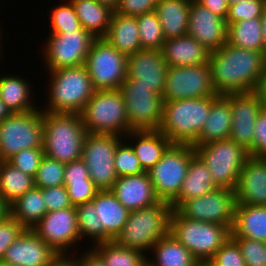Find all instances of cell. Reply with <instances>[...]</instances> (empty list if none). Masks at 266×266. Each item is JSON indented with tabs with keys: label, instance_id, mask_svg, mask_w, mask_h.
Instances as JSON below:
<instances>
[{
	"label": "cell",
	"instance_id": "1",
	"mask_svg": "<svg viewBox=\"0 0 266 266\" xmlns=\"http://www.w3.org/2000/svg\"><path fill=\"white\" fill-rule=\"evenodd\" d=\"M211 81L218 95L247 93L257 90L265 71L262 52L238 48L228 42L210 52Z\"/></svg>",
	"mask_w": 266,
	"mask_h": 266
},
{
	"label": "cell",
	"instance_id": "2",
	"mask_svg": "<svg viewBox=\"0 0 266 266\" xmlns=\"http://www.w3.org/2000/svg\"><path fill=\"white\" fill-rule=\"evenodd\" d=\"M86 135L80 114L43 111L45 156L65 164L82 159Z\"/></svg>",
	"mask_w": 266,
	"mask_h": 266
},
{
	"label": "cell",
	"instance_id": "3",
	"mask_svg": "<svg viewBox=\"0 0 266 266\" xmlns=\"http://www.w3.org/2000/svg\"><path fill=\"white\" fill-rule=\"evenodd\" d=\"M212 106V96L163 102L159 131L173 144L193 145L201 133Z\"/></svg>",
	"mask_w": 266,
	"mask_h": 266
},
{
	"label": "cell",
	"instance_id": "4",
	"mask_svg": "<svg viewBox=\"0 0 266 266\" xmlns=\"http://www.w3.org/2000/svg\"><path fill=\"white\" fill-rule=\"evenodd\" d=\"M173 208L170 203H159L135 211H130L129 218L114 241L126 248L139 250L145 254L153 245L170 233V217Z\"/></svg>",
	"mask_w": 266,
	"mask_h": 266
},
{
	"label": "cell",
	"instance_id": "5",
	"mask_svg": "<svg viewBox=\"0 0 266 266\" xmlns=\"http://www.w3.org/2000/svg\"><path fill=\"white\" fill-rule=\"evenodd\" d=\"M170 234L199 263H207L231 238V230L227 226L185 218L176 209L170 217Z\"/></svg>",
	"mask_w": 266,
	"mask_h": 266
},
{
	"label": "cell",
	"instance_id": "6",
	"mask_svg": "<svg viewBox=\"0 0 266 266\" xmlns=\"http://www.w3.org/2000/svg\"><path fill=\"white\" fill-rule=\"evenodd\" d=\"M49 71V103L42 111L80 114L95 91L85 65Z\"/></svg>",
	"mask_w": 266,
	"mask_h": 266
},
{
	"label": "cell",
	"instance_id": "7",
	"mask_svg": "<svg viewBox=\"0 0 266 266\" xmlns=\"http://www.w3.org/2000/svg\"><path fill=\"white\" fill-rule=\"evenodd\" d=\"M80 115L87 133L122 137L131 131L120 89L95 90Z\"/></svg>",
	"mask_w": 266,
	"mask_h": 266
},
{
	"label": "cell",
	"instance_id": "8",
	"mask_svg": "<svg viewBox=\"0 0 266 266\" xmlns=\"http://www.w3.org/2000/svg\"><path fill=\"white\" fill-rule=\"evenodd\" d=\"M192 146L206 164L214 184L234 190L248 151L230 138Z\"/></svg>",
	"mask_w": 266,
	"mask_h": 266
},
{
	"label": "cell",
	"instance_id": "9",
	"mask_svg": "<svg viewBox=\"0 0 266 266\" xmlns=\"http://www.w3.org/2000/svg\"><path fill=\"white\" fill-rule=\"evenodd\" d=\"M27 148H43L42 108L14 112L0 122V161Z\"/></svg>",
	"mask_w": 266,
	"mask_h": 266
},
{
	"label": "cell",
	"instance_id": "10",
	"mask_svg": "<svg viewBox=\"0 0 266 266\" xmlns=\"http://www.w3.org/2000/svg\"><path fill=\"white\" fill-rule=\"evenodd\" d=\"M195 148L188 144H172L148 172L160 201L171 203L182 188Z\"/></svg>",
	"mask_w": 266,
	"mask_h": 266
},
{
	"label": "cell",
	"instance_id": "11",
	"mask_svg": "<svg viewBox=\"0 0 266 266\" xmlns=\"http://www.w3.org/2000/svg\"><path fill=\"white\" fill-rule=\"evenodd\" d=\"M127 59L104 38H96L85 62L94 90L120 89L127 78Z\"/></svg>",
	"mask_w": 266,
	"mask_h": 266
},
{
	"label": "cell",
	"instance_id": "12",
	"mask_svg": "<svg viewBox=\"0 0 266 266\" xmlns=\"http://www.w3.org/2000/svg\"><path fill=\"white\" fill-rule=\"evenodd\" d=\"M121 137L113 134L87 133L82 151V160L89 177L99 190H110L118 179L114 157Z\"/></svg>",
	"mask_w": 266,
	"mask_h": 266
},
{
	"label": "cell",
	"instance_id": "13",
	"mask_svg": "<svg viewBox=\"0 0 266 266\" xmlns=\"http://www.w3.org/2000/svg\"><path fill=\"white\" fill-rule=\"evenodd\" d=\"M130 130H159L163 119L162 96L126 78L121 85Z\"/></svg>",
	"mask_w": 266,
	"mask_h": 266
},
{
	"label": "cell",
	"instance_id": "14",
	"mask_svg": "<svg viewBox=\"0 0 266 266\" xmlns=\"http://www.w3.org/2000/svg\"><path fill=\"white\" fill-rule=\"evenodd\" d=\"M217 95L212 85L209 63L194 66H168L162 94L163 102Z\"/></svg>",
	"mask_w": 266,
	"mask_h": 266
},
{
	"label": "cell",
	"instance_id": "15",
	"mask_svg": "<svg viewBox=\"0 0 266 266\" xmlns=\"http://www.w3.org/2000/svg\"><path fill=\"white\" fill-rule=\"evenodd\" d=\"M96 38L84 28L62 34H49L44 48V64L48 70L85 65L86 56Z\"/></svg>",
	"mask_w": 266,
	"mask_h": 266
},
{
	"label": "cell",
	"instance_id": "16",
	"mask_svg": "<svg viewBox=\"0 0 266 266\" xmlns=\"http://www.w3.org/2000/svg\"><path fill=\"white\" fill-rule=\"evenodd\" d=\"M235 207V191L216 188L206 195L183 201L176 210L185 218L225 225L231 230Z\"/></svg>",
	"mask_w": 266,
	"mask_h": 266
},
{
	"label": "cell",
	"instance_id": "17",
	"mask_svg": "<svg viewBox=\"0 0 266 266\" xmlns=\"http://www.w3.org/2000/svg\"><path fill=\"white\" fill-rule=\"evenodd\" d=\"M32 230L56 253L66 250L80 241L77 211L75 206L47 212Z\"/></svg>",
	"mask_w": 266,
	"mask_h": 266
},
{
	"label": "cell",
	"instance_id": "18",
	"mask_svg": "<svg viewBox=\"0 0 266 266\" xmlns=\"http://www.w3.org/2000/svg\"><path fill=\"white\" fill-rule=\"evenodd\" d=\"M232 127L229 138L253 156L254 125L263 108L259 94L254 92L229 93Z\"/></svg>",
	"mask_w": 266,
	"mask_h": 266
},
{
	"label": "cell",
	"instance_id": "19",
	"mask_svg": "<svg viewBox=\"0 0 266 266\" xmlns=\"http://www.w3.org/2000/svg\"><path fill=\"white\" fill-rule=\"evenodd\" d=\"M168 65L162 49H141L128 56L127 78L137 81V85L149 87L162 96Z\"/></svg>",
	"mask_w": 266,
	"mask_h": 266
},
{
	"label": "cell",
	"instance_id": "20",
	"mask_svg": "<svg viewBox=\"0 0 266 266\" xmlns=\"http://www.w3.org/2000/svg\"><path fill=\"white\" fill-rule=\"evenodd\" d=\"M187 35L213 52L227 43L226 20L191 0Z\"/></svg>",
	"mask_w": 266,
	"mask_h": 266
},
{
	"label": "cell",
	"instance_id": "21",
	"mask_svg": "<svg viewBox=\"0 0 266 266\" xmlns=\"http://www.w3.org/2000/svg\"><path fill=\"white\" fill-rule=\"evenodd\" d=\"M56 256L32 229H25L6 250L2 262L12 266H49Z\"/></svg>",
	"mask_w": 266,
	"mask_h": 266
},
{
	"label": "cell",
	"instance_id": "22",
	"mask_svg": "<svg viewBox=\"0 0 266 266\" xmlns=\"http://www.w3.org/2000/svg\"><path fill=\"white\" fill-rule=\"evenodd\" d=\"M234 191L236 204L266 206V157L248 156Z\"/></svg>",
	"mask_w": 266,
	"mask_h": 266
},
{
	"label": "cell",
	"instance_id": "23",
	"mask_svg": "<svg viewBox=\"0 0 266 266\" xmlns=\"http://www.w3.org/2000/svg\"><path fill=\"white\" fill-rule=\"evenodd\" d=\"M110 191L129 211L147 208L160 202L148 172L118 177Z\"/></svg>",
	"mask_w": 266,
	"mask_h": 266
},
{
	"label": "cell",
	"instance_id": "24",
	"mask_svg": "<svg viewBox=\"0 0 266 266\" xmlns=\"http://www.w3.org/2000/svg\"><path fill=\"white\" fill-rule=\"evenodd\" d=\"M92 202L99 219V243L113 241L126 224L130 211L110 190H99Z\"/></svg>",
	"mask_w": 266,
	"mask_h": 266
},
{
	"label": "cell",
	"instance_id": "25",
	"mask_svg": "<svg viewBox=\"0 0 266 266\" xmlns=\"http://www.w3.org/2000/svg\"><path fill=\"white\" fill-rule=\"evenodd\" d=\"M162 53L169 67L206 64L210 55L207 48L189 35L165 40Z\"/></svg>",
	"mask_w": 266,
	"mask_h": 266
},
{
	"label": "cell",
	"instance_id": "26",
	"mask_svg": "<svg viewBox=\"0 0 266 266\" xmlns=\"http://www.w3.org/2000/svg\"><path fill=\"white\" fill-rule=\"evenodd\" d=\"M232 127V114L229 93L212 96L209 117L193 145H203L212 141L229 139Z\"/></svg>",
	"mask_w": 266,
	"mask_h": 266
},
{
	"label": "cell",
	"instance_id": "27",
	"mask_svg": "<svg viewBox=\"0 0 266 266\" xmlns=\"http://www.w3.org/2000/svg\"><path fill=\"white\" fill-rule=\"evenodd\" d=\"M127 135L137 140L131 146L145 172L159 162L166 150L173 144L159 130H131Z\"/></svg>",
	"mask_w": 266,
	"mask_h": 266
},
{
	"label": "cell",
	"instance_id": "28",
	"mask_svg": "<svg viewBox=\"0 0 266 266\" xmlns=\"http://www.w3.org/2000/svg\"><path fill=\"white\" fill-rule=\"evenodd\" d=\"M231 237L266 243V206L236 204Z\"/></svg>",
	"mask_w": 266,
	"mask_h": 266
},
{
	"label": "cell",
	"instance_id": "29",
	"mask_svg": "<svg viewBox=\"0 0 266 266\" xmlns=\"http://www.w3.org/2000/svg\"><path fill=\"white\" fill-rule=\"evenodd\" d=\"M191 0H159L155 6L165 39L187 35Z\"/></svg>",
	"mask_w": 266,
	"mask_h": 266
},
{
	"label": "cell",
	"instance_id": "30",
	"mask_svg": "<svg viewBox=\"0 0 266 266\" xmlns=\"http://www.w3.org/2000/svg\"><path fill=\"white\" fill-rule=\"evenodd\" d=\"M103 38L127 56L142 49L136 17L133 16L113 12L108 31Z\"/></svg>",
	"mask_w": 266,
	"mask_h": 266
},
{
	"label": "cell",
	"instance_id": "31",
	"mask_svg": "<svg viewBox=\"0 0 266 266\" xmlns=\"http://www.w3.org/2000/svg\"><path fill=\"white\" fill-rule=\"evenodd\" d=\"M216 188L218 187L214 184L206 164L195 154L191 158L179 195L170 204L176 209L183 201L206 195Z\"/></svg>",
	"mask_w": 266,
	"mask_h": 266
},
{
	"label": "cell",
	"instance_id": "32",
	"mask_svg": "<svg viewBox=\"0 0 266 266\" xmlns=\"http://www.w3.org/2000/svg\"><path fill=\"white\" fill-rule=\"evenodd\" d=\"M82 28L95 38H103L109 28L114 10L97 0H70Z\"/></svg>",
	"mask_w": 266,
	"mask_h": 266
},
{
	"label": "cell",
	"instance_id": "33",
	"mask_svg": "<svg viewBox=\"0 0 266 266\" xmlns=\"http://www.w3.org/2000/svg\"><path fill=\"white\" fill-rule=\"evenodd\" d=\"M46 213L42 189L36 186L9 205V214L25 229H32Z\"/></svg>",
	"mask_w": 266,
	"mask_h": 266
},
{
	"label": "cell",
	"instance_id": "34",
	"mask_svg": "<svg viewBox=\"0 0 266 266\" xmlns=\"http://www.w3.org/2000/svg\"><path fill=\"white\" fill-rule=\"evenodd\" d=\"M155 259L148 266H197L199 262L194 256L170 233L159 239L152 247ZM155 260V261H154Z\"/></svg>",
	"mask_w": 266,
	"mask_h": 266
},
{
	"label": "cell",
	"instance_id": "35",
	"mask_svg": "<svg viewBox=\"0 0 266 266\" xmlns=\"http://www.w3.org/2000/svg\"><path fill=\"white\" fill-rule=\"evenodd\" d=\"M227 42L238 48L262 52L264 54L261 17L227 23Z\"/></svg>",
	"mask_w": 266,
	"mask_h": 266
},
{
	"label": "cell",
	"instance_id": "36",
	"mask_svg": "<svg viewBox=\"0 0 266 266\" xmlns=\"http://www.w3.org/2000/svg\"><path fill=\"white\" fill-rule=\"evenodd\" d=\"M30 83L25 78L9 74L0 77V99L14 112H27L37 109L30 100Z\"/></svg>",
	"mask_w": 266,
	"mask_h": 266
},
{
	"label": "cell",
	"instance_id": "37",
	"mask_svg": "<svg viewBox=\"0 0 266 266\" xmlns=\"http://www.w3.org/2000/svg\"><path fill=\"white\" fill-rule=\"evenodd\" d=\"M34 186V177L22 172L8 161H0V195L8 205Z\"/></svg>",
	"mask_w": 266,
	"mask_h": 266
},
{
	"label": "cell",
	"instance_id": "38",
	"mask_svg": "<svg viewBox=\"0 0 266 266\" xmlns=\"http://www.w3.org/2000/svg\"><path fill=\"white\" fill-rule=\"evenodd\" d=\"M94 246L92 249L103 259L105 266H145L147 264L148 257L143 252L121 246L114 240L100 242Z\"/></svg>",
	"mask_w": 266,
	"mask_h": 266
},
{
	"label": "cell",
	"instance_id": "39",
	"mask_svg": "<svg viewBox=\"0 0 266 266\" xmlns=\"http://www.w3.org/2000/svg\"><path fill=\"white\" fill-rule=\"evenodd\" d=\"M138 34L142 49H162L163 29L155 11L136 16Z\"/></svg>",
	"mask_w": 266,
	"mask_h": 266
},
{
	"label": "cell",
	"instance_id": "40",
	"mask_svg": "<svg viewBox=\"0 0 266 266\" xmlns=\"http://www.w3.org/2000/svg\"><path fill=\"white\" fill-rule=\"evenodd\" d=\"M65 167V163L44 155L34 177V185L41 189L63 185Z\"/></svg>",
	"mask_w": 266,
	"mask_h": 266
},
{
	"label": "cell",
	"instance_id": "41",
	"mask_svg": "<svg viewBox=\"0 0 266 266\" xmlns=\"http://www.w3.org/2000/svg\"><path fill=\"white\" fill-rule=\"evenodd\" d=\"M51 30L50 34H62L67 31H76L82 28L75 8L71 1L66 4H60L51 10Z\"/></svg>",
	"mask_w": 266,
	"mask_h": 266
},
{
	"label": "cell",
	"instance_id": "42",
	"mask_svg": "<svg viewBox=\"0 0 266 266\" xmlns=\"http://www.w3.org/2000/svg\"><path fill=\"white\" fill-rule=\"evenodd\" d=\"M77 211L78 230L80 240L85 236L94 243H99V219L92 201L75 206Z\"/></svg>",
	"mask_w": 266,
	"mask_h": 266
},
{
	"label": "cell",
	"instance_id": "43",
	"mask_svg": "<svg viewBox=\"0 0 266 266\" xmlns=\"http://www.w3.org/2000/svg\"><path fill=\"white\" fill-rule=\"evenodd\" d=\"M114 165L118 177L137 175L145 172L132 146L125 144L123 141L117 146Z\"/></svg>",
	"mask_w": 266,
	"mask_h": 266
},
{
	"label": "cell",
	"instance_id": "44",
	"mask_svg": "<svg viewBox=\"0 0 266 266\" xmlns=\"http://www.w3.org/2000/svg\"><path fill=\"white\" fill-rule=\"evenodd\" d=\"M266 8V0H243L230 4L226 23H235L255 17H261Z\"/></svg>",
	"mask_w": 266,
	"mask_h": 266
},
{
	"label": "cell",
	"instance_id": "45",
	"mask_svg": "<svg viewBox=\"0 0 266 266\" xmlns=\"http://www.w3.org/2000/svg\"><path fill=\"white\" fill-rule=\"evenodd\" d=\"M239 246L246 266H266V243L246 237H231Z\"/></svg>",
	"mask_w": 266,
	"mask_h": 266
},
{
	"label": "cell",
	"instance_id": "46",
	"mask_svg": "<svg viewBox=\"0 0 266 266\" xmlns=\"http://www.w3.org/2000/svg\"><path fill=\"white\" fill-rule=\"evenodd\" d=\"M44 155L43 148H27L14 154L7 161L22 172L35 177Z\"/></svg>",
	"mask_w": 266,
	"mask_h": 266
},
{
	"label": "cell",
	"instance_id": "47",
	"mask_svg": "<svg viewBox=\"0 0 266 266\" xmlns=\"http://www.w3.org/2000/svg\"><path fill=\"white\" fill-rule=\"evenodd\" d=\"M209 266H246L237 243L230 238L207 262Z\"/></svg>",
	"mask_w": 266,
	"mask_h": 266
},
{
	"label": "cell",
	"instance_id": "48",
	"mask_svg": "<svg viewBox=\"0 0 266 266\" xmlns=\"http://www.w3.org/2000/svg\"><path fill=\"white\" fill-rule=\"evenodd\" d=\"M25 228L10 214L0 221V261L6 250L24 232Z\"/></svg>",
	"mask_w": 266,
	"mask_h": 266
},
{
	"label": "cell",
	"instance_id": "49",
	"mask_svg": "<svg viewBox=\"0 0 266 266\" xmlns=\"http://www.w3.org/2000/svg\"><path fill=\"white\" fill-rule=\"evenodd\" d=\"M63 185L67 189L70 203L73 206L92 201L99 191L92 180H83Z\"/></svg>",
	"mask_w": 266,
	"mask_h": 266
},
{
	"label": "cell",
	"instance_id": "50",
	"mask_svg": "<svg viewBox=\"0 0 266 266\" xmlns=\"http://www.w3.org/2000/svg\"><path fill=\"white\" fill-rule=\"evenodd\" d=\"M42 193L47 212L62 210L73 206L70 203L67 189L64 185L42 188Z\"/></svg>",
	"mask_w": 266,
	"mask_h": 266
},
{
	"label": "cell",
	"instance_id": "51",
	"mask_svg": "<svg viewBox=\"0 0 266 266\" xmlns=\"http://www.w3.org/2000/svg\"><path fill=\"white\" fill-rule=\"evenodd\" d=\"M159 0H120L114 12L126 16H139L155 11Z\"/></svg>",
	"mask_w": 266,
	"mask_h": 266
},
{
	"label": "cell",
	"instance_id": "52",
	"mask_svg": "<svg viewBox=\"0 0 266 266\" xmlns=\"http://www.w3.org/2000/svg\"><path fill=\"white\" fill-rule=\"evenodd\" d=\"M253 156L266 157V108L264 107L254 125Z\"/></svg>",
	"mask_w": 266,
	"mask_h": 266
},
{
	"label": "cell",
	"instance_id": "53",
	"mask_svg": "<svg viewBox=\"0 0 266 266\" xmlns=\"http://www.w3.org/2000/svg\"><path fill=\"white\" fill-rule=\"evenodd\" d=\"M83 180H91L89 177V171L82 159L67 163L64 173L63 184H71L72 182H78Z\"/></svg>",
	"mask_w": 266,
	"mask_h": 266
},
{
	"label": "cell",
	"instance_id": "54",
	"mask_svg": "<svg viewBox=\"0 0 266 266\" xmlns=\"http://www.w3.org/2000/svg\"><path fill=\"white\" fill-rule=\"evenodd\" d=\"M201 5L205 6L212 13L217 14L226 20L228 15L229 3L228 0H196Z\"/></svg>",
	"mask_w": 266,
	"mask_h": 266
},
{
	"label": "cell",
	"instance_id": "55",
	"mask_svg": "<svg viewBox=\"0 0 266 266\" xmlns=\"http://www.w3.org/2000/svg\"><path fill=\"white\" fill-rule=\"evenodd\" d=\"M81 259H77L78 266H105L103 259L92 249L88 253L83 252Z\"/></svg>",
	"mask_w": 266,
	"mask_h": 266
},
{
	"label": "cell",
	"instance_id": "56",
	"mask_svg": "<svg viewBox=\"0 0 266 266\" xmlns=\"http://www.w3.org/2000/svg\"><path fill=\"white\" fill-rule=\"evenodd\" d=\"M49 266H78V263L75 258H70L66 254H59L51 261Z\"/></svg>",
	"mask_w": 266,
	"mask_h": 266
},
{
	"label": "cell",
	"instance_id": "57",
	"mask_svg": "<svg viewBox=\"0 0 266 266\" xmlns=\"http://www.w3.org/2000/svg\"><path fill=\"white\" fill-rule=\"evenodd\" d=\"M256 92L260 96L261 102L263 103V107L266 108V65H265L264 74L262 76V79L259 83V86H258Z\"/></svg>",
	"mask_w": 266,
	"mask_h": 266
},
{
	"label": "cell",
	"instance_id": "58",
	"mask_svg": "<svg viewBox=\"0 0 266 266\" xmlns=\"http://www.w3.org/2000/svg\"><path fill=\"white\" fill-rule=\"evenodd\" d=\"M7 215H9V205L0 195V221H2Z\"/></svg>",
	"mask_w": 266,
	"mask_h": 266
},
{
	"label": "cell",
	"instance_id": "59",
	"mask_svg": "<svg viewBox=\"0 0 266 266\" xmlns=\"http://www.w3.org/2000/svg\"><path fill=\"white\" fill-rule=\"evenodd\" d=\"M11 113V110L0 99V122L6 119Z\"/></svg>",
	"mask_w": 266,
	"mask_h": 266
},
{
	"label": "cell",
	"instance_id": "60",
	"mask_svg": "<svg viewBox=\"0 0 266 266\" xmlns=\"http://www.w3.org/2000/svg\"><path fill=\"white\" fill-rule=\"evenodd\" d=\"M262 32L264 36V55L266 57V8L261 16Z\"/></svg>",
	"mask_w": 266,
	"mask_h": 266
},
{
	"label": "cell",
	"instance_id": "61",
	"mask_svg": "<svg viewBox=\"0 0 266 266\" xmlns=\"http://www.w3.org/2000/svg\"><path fill=\"white\" fill-rule=\"evenodd\" d=\"M100 4L106 5L110 8H112L113 10H115V8L117 7V5L119 4L120 0H97Z\"/></svg>",
	"mask_w": 266,
	"mask_h": 266
},
{
	"label": "cell",
	"instance_id": "62",
	"mask_svg": "<svg viewBox=\"0 0 266 266\" xmlns=\"http://www.w3.org/2000/svg\"><path fill=\"white\" fill-rule=\"evenodd\" d=\"M241 1H243V0H228V3L230 5V4H236V3L241 2ZM249 1H252V0H249Z\"/></svg>",
	"mask_w": 266,
	"mask_h": 266
},
{
	"label": "cell",
	"instance_id": "63",
	"mask_svg": "<svg viewBox=\"0 0 266 266\" xmlns=\"http://www.w3.org/2000/svg\"><path fill=\"white\" fill-rule=\"evenodd\" d=\"M0 266H12V265H9V264H6V263L0 261Z\"/></svg>",
	"mask_w": 266,
	"mask_h": 266
},
{
	"label": "cell",
	"instance_id": "64",
	"mask_svg": "<svg viewBox=\"0 0 266 266\" xmlns=\"http://www.w3.org/2000/svg\"><path fill=\"white\" fill-rule=\"evenodd\" d=\"M197 266H209L207 263H199Z\"/></svg>",
	"mask_w": 266,
	"mask_h": 266
}]
</instances>
